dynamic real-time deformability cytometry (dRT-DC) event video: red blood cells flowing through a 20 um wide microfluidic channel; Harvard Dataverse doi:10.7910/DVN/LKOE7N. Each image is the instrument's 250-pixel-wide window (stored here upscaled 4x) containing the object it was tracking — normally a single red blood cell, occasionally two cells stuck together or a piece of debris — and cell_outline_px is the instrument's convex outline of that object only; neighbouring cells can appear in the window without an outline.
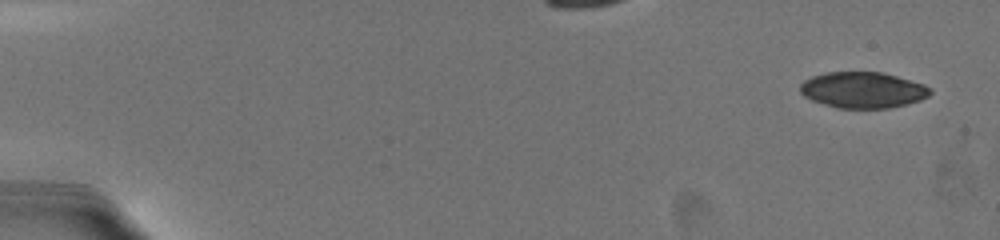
{"species": "common noctule bat (a hibernating species)", "species_latin": "Nyctalus noctula", "temperature_condition": "warm", "stored_images_in_passage": 7, "camera_frame_rate_fps": 3000, "um_per_image_px": 0.085, "animal": {"sex": "female", "body_mass_g": 19.5, "forearm_length_mm": 54.1}, "frame": {"image": 1, "passage_image": 1, "time_ms": 0.0, "image_size_px": [1000, 240], "cell_outline_px": [[932, 92], [928, 96], [920, 100], [888, 108], [836, 108], [812, 100], [804, 96], [800, 92], [800, 84], [804, 80], [812, 76], [824, 72], [884, 72], [924, 84], [932, 88]], "centroid_in_image_um": [73.34, 7.64], "position_along_channel_um": 11.7, "area_um2": 27.4}}
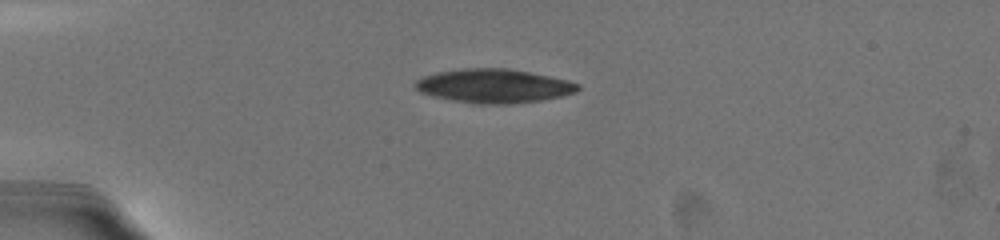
{"frame": {"image": 2, "passage_image": 5, "time_ms": 4.333, "image_size_px": [1000, 240], "cell_outline_px": [[580, 88], [576, 92], [560, 96], [540, 100], [512, 104], [472, 104], [452, 100], [420, 92], [412, 84], [416, 80], [424, 76], [436, 72], [460, 68], [508, 68], [568, 80], [580, 84]], "centroid_in_image_um": [41.95, 7.3], "position_along_channel_um": 43.0, "area_um2": 32.14}}